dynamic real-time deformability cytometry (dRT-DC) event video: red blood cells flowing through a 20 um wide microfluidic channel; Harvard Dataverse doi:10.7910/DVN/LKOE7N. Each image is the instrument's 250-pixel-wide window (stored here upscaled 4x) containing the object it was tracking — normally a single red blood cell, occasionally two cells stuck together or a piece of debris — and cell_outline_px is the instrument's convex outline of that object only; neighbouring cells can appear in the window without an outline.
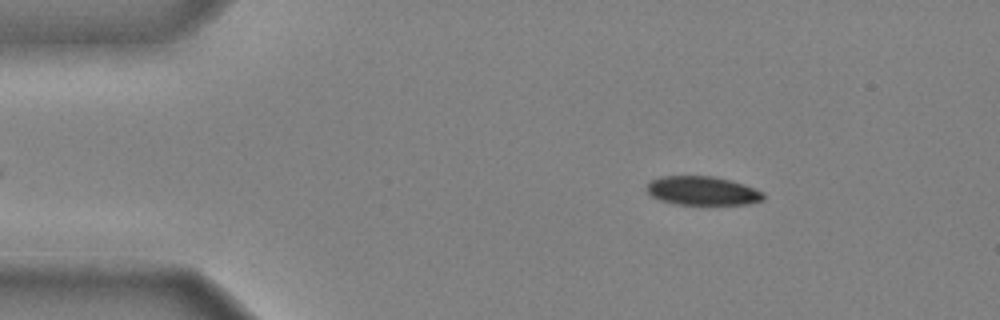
{"species": "common noctule bat (a hibernating species)", "species_latin": "Nyctalus noctula", "temperature_condition": "cold", "stored_images_in_passage": 46, "camera_frame_rate_fps": 3000, "um_per_image_px": 0.085, "animal": {"sex": "male", "body_mass_g": 20.4}, "frame": {"image": 1, "passage_image": 6, "time_ms": 1.667, "image_size_px": [1000, 320], "cell_outline_px": [[764, 200], [748, 204], [676, 204], [660, 200], [652, 196], [644, 188], [652, 180], [660, 176], [712, 176], [732, 180], [744, 184], [764, 192]], "centroid_in_image_um": [59.72, 16.21], "position_along_channel_um": 25.3, "area_um2": 19.65}}
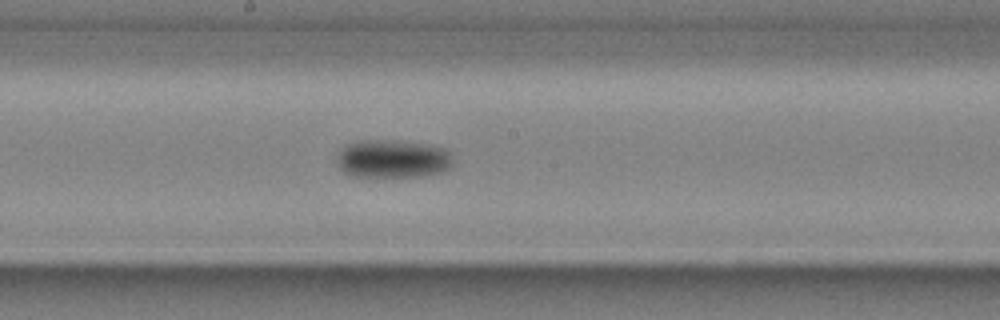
{"frame": {"image": 2, "passage_image": 25, "time_ms": 8.0, "image_size_px": [1000, 320], "cell_outline_px": [[452, 168], [444, 172], [424, 176], [348, 176], [340, 168], [336, 160], [336, 156], [340, 148], [344, 144], [356, 140], [396, 140], [424, 144], [444, 148], [452, 152]], "centroid_in_image_um": [33.36, 13.49], "position_along_channel_um": 214.8, "area_um2": 26.41}}
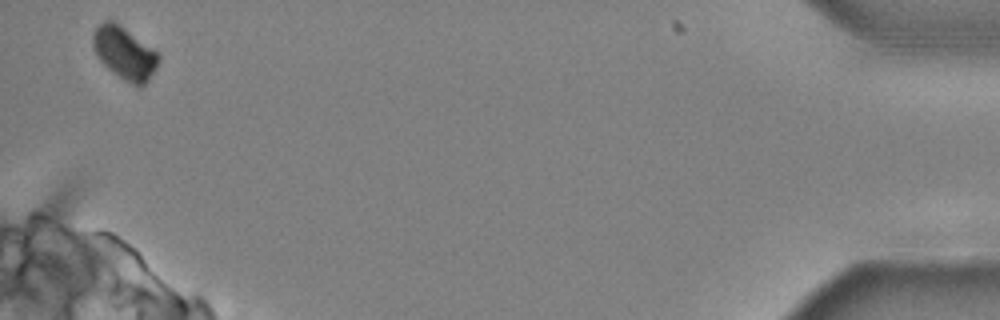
{"frame": {"image": 3, "passage_image": 46, "time_ms": 15.0, "image_size_px": [1000, 320], "cell_outline_px": [[160, 60], [156, 68], [148, 80], [140, 88], [124, 80], [112, 72], [96, 56], [92, 44], [92, 36], [96, 28], [104, 20], [112, 20], [156, 52], [160, 56]], "centroid_in_image_um": [10.56, 4.54], "position_along_channel_um": 424.6, "area_um2": 19.65}, "authors_computed_cell_mechanics": {"area_um2": 22.3686, "velocity_mm_per_s": 3.955, "shape_relaxation_time_tau1_ms": 2.381, "shape_relaxation_time_tau2_ms": null, "deformation_change_tau1": 0.1069, "deformation_change_tau2": null}}